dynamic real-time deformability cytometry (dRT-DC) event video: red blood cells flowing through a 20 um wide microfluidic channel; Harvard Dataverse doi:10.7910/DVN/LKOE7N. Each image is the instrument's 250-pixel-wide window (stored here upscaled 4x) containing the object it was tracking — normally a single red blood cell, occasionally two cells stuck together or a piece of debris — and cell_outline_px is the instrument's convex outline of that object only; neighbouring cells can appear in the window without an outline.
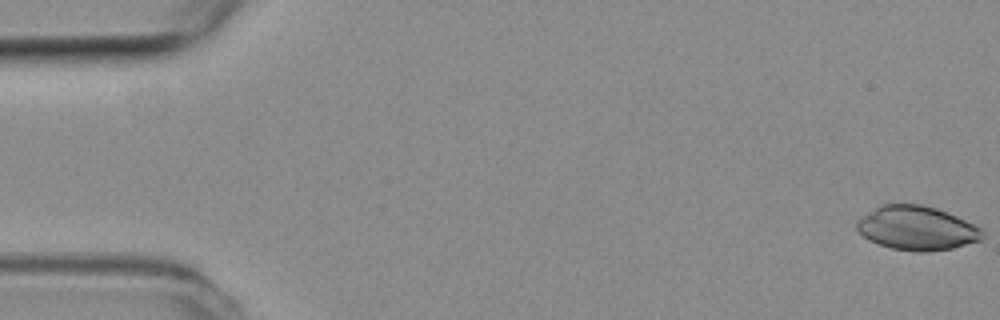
{"species": "common noctule bat (a hibernating species)", "species_latin": "Nyctalus noctula", "temperature_condition": "room temperature", "stored_images_in_passage": 3, "camera_frame_rate_fps": 3000, "um_per_image_px": 0.085, "animal": {"sex": "female", "body_mass_g": 19.3, "forearm_length_mm": 54.1}, "frame": {"image": 1, "passage_image": 1, "time_ms": 0.0, "image_size_px": [1000, 320], "cell_outline_px": [[984, 236], [980, 240], [952, 248], [924, 252], [916, 252], [892, 248], [868, 240], [856, 228], [856, 220], [880, 204], [920, 204], [936, 208], [956, 216], [980, 228], [984, 232]], "centroid_in_image_um": [77.9, 19.39], "position_along_channel_um": 7.1, "area_um2": 32.02}}